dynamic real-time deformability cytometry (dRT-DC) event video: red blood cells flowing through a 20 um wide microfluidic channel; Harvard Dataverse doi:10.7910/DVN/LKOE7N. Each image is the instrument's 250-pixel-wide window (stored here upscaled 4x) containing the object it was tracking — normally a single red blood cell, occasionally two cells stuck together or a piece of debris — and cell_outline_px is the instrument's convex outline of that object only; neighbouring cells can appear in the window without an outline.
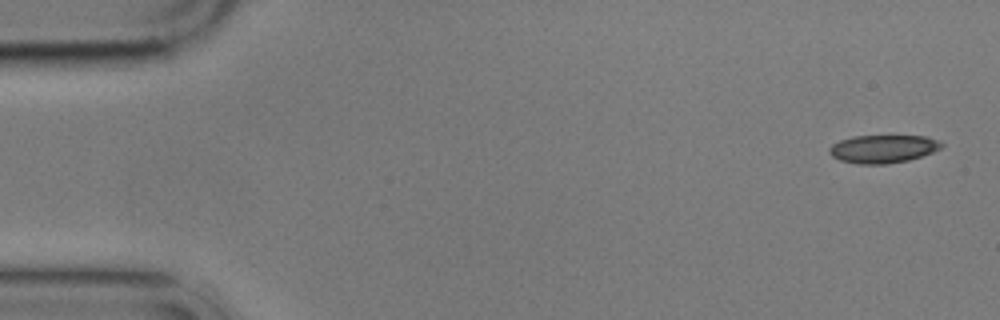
{"species": "common noctule bat (a hibernating species)", "species_latin": "Nyctalus noctula", "temperature_condition": "cold", "stored_images_in_passage": 5, "camera_frame_rate_fps": 3000, "um_per_image_px": 0.085, "animal": {"sex": "male", "body_mass_g": 17.9}, "frame": {"image": 1, "passage_image": 1, "time_ms": 0.0, "image_size_px": [1000, 320], "cell_outline_px": [[944, 144], [940, 148], [932, 152], [908, 160], [888, 164], [860, 164], [840, 160], [832, 156], [828, 152], [828, 148], [832, 144], [840, 140], [852, 136], [928, 136], [940, 140]], "centroid_in_image_um": [75.05, 12.65], "position_along_channel_um": 10.0, "area_um2": 18.38}}
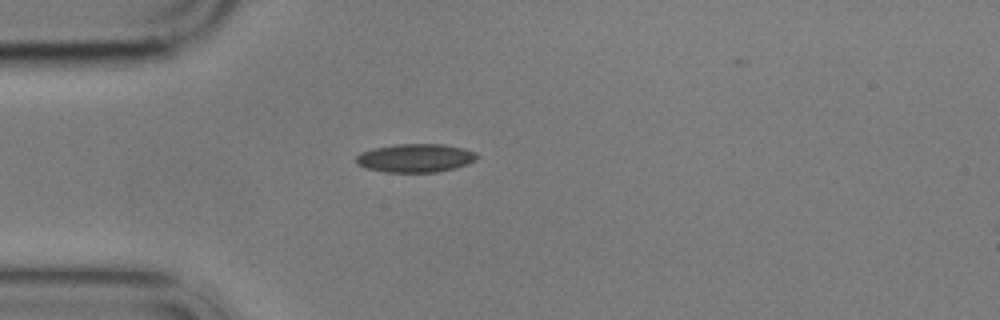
{"frame": {"image": 2, "passage_image": 4, "time_ms": 4.333, "image_size_px": [1000, 320], "cell_outline_px": [[480, 156], [476, 160], [468, 164], [456, 168], [436, 172], [384, 172], [368, 168], [356, 164], [356, 156], [360, 152], [372, 148], [396, 144], [444, 144], [464, 148], [476, 152]], "centroid_in_image_um": [35.34, 13.42], "position_along_channel_um": 49.7, "area_um2": 20.29}}